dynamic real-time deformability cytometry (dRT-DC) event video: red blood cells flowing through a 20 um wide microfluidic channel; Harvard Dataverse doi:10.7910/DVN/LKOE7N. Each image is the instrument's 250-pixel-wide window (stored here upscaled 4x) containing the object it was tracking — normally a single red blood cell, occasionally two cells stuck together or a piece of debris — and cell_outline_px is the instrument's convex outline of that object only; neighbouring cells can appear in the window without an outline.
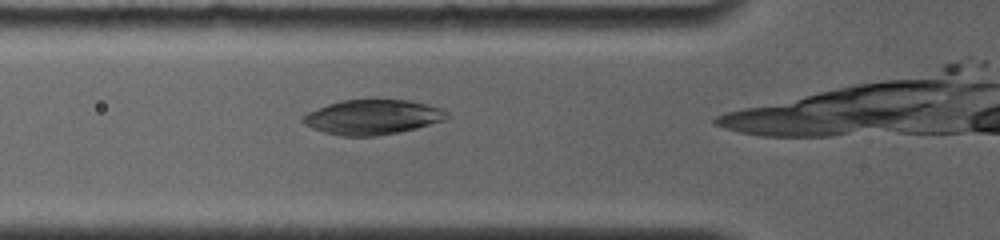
{"species": "common noctule bat (a hibernating species)", "species_latin": "Nyctalus noctula", "temperature_condition": "room temperature", "stored_images_in_passage": 3, "camera_frame_rate_fps": 4000, "um_per_image_px": 0.085, "animal": {"sex": "female", "body_mass_g": 19.0, "forearm_length_mm": 56.7}, "frame": {"image": 1, "passage_image": 3, "time_ms": 1.75, "image_size_px": [1000, 240], "cell_outline_px": [[452, 116], [444, 120], [416, 128], [400, 132], [376, 136], [340, 136], [324, 132], [312, 128], [304, 124], [300, 120], [308, 112], [328, 104], [340, 100], [408, 100], [428, 104], [440, 108], [448, 112]], "centroid_in_image_um": [31.68, 9.96], "position_along_channel_um": 94.1, "area_um2": 29.25}}